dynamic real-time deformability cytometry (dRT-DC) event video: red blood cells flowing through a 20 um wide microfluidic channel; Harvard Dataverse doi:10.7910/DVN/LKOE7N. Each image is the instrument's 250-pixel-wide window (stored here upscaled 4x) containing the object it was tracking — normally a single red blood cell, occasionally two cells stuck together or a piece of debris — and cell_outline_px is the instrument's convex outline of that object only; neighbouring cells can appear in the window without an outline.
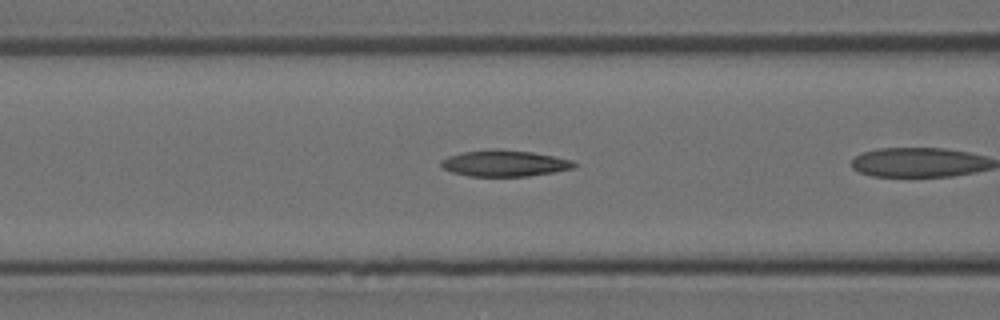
{"species": "Egyptian fruit bat (a non-hibernating species)", "species_latin": "Rousettus aegyptiacus", "temperature_condition": "room temperature", "stored_images_in_passage": 27, "camera_frame_rate_fps": 3000, "um_per_image_px": 0.085, "animal": {"sex": "female"}, "frame": {"image": 1, "passage_image": 16, "time_ms": 5.0, "image_size_px": [1000, 320], "cell_outline_px": [[576, 164], [572, 168], [552, 172], [528, 176], [468, 176], [452, 172], [440, 168], [440, 160], [448, 156], [464, 152], [532, 152], [572, 160]], "centroid_in_image_um": [42.84, 13.93], "position_along_channel_um": 123.8, "area_um2": 19.31}}